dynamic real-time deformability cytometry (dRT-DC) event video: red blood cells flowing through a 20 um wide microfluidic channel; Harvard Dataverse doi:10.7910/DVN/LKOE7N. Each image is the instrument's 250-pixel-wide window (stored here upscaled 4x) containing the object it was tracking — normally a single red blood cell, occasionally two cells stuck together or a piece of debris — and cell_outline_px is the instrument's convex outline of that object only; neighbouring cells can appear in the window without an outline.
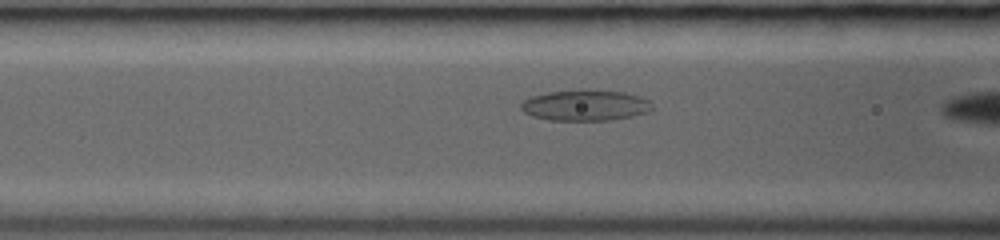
{"species": "common noctule bat (a hibernating species)", "species_latin": "Nyctalus noctula", "temperature_condition": "room temperature", "stored_images_in_passage": 9, "camera_frame_rate_fps": 3000, "um_per_image_px": 0.085, "animal": {"sex": "female", "body_mass_g": 19.0, "forearm_length_mm": 53.3}, "frame": {"image": 1, "passage_image": 8, "time_ms": 2.333, "image_size_px": [1000, 240], "cell_outline_px": [[652, 108], [648, 112], [632, 116], [608, 120], [548, 120], [532, 116], [524, 112], [520, 108], [520, 104], [524, 100], [532, 96], [548, 92], [624, 92], [640, 96], [648, 100], [652, 104]], "centroid_in_image_um": [49.74, 8.99], "position_along_channel_um": 116.9, "area_um2": 22.77}}